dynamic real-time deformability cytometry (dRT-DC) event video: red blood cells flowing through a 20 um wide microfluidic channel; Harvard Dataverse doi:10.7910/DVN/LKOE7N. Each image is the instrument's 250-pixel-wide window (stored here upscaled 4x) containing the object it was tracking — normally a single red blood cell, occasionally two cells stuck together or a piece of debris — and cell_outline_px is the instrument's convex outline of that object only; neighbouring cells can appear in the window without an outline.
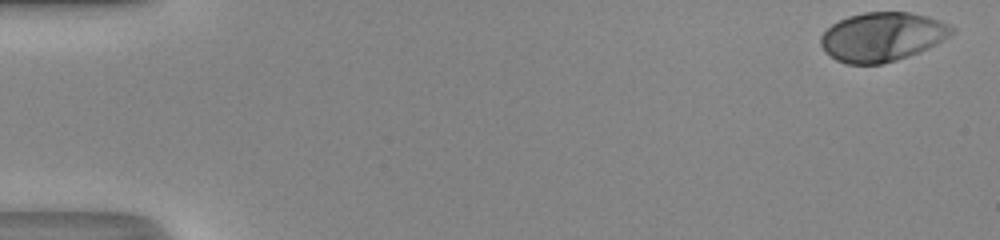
{"species": "human", "species_latin": "Homo sapiens", "temperature_condition": "room temperature", "stored_images_in_passage": 41, "camera_frame_rate_fps": 3000, "um_per_image_px": 0.085, "donor": {"sex": "male"}, "frame": {"image": 1, "passage_image": 1, "time_ms": 0.0, "image_size_px": [1000, 240], "cell_outline_px": [[956, 32], [944, 40], [928, 48], [908, 56], [896, 60], [880, 64], [844, 64], [836, 60], [824, 52], [820, 44], [820, 36], [832, 24], [848, 16], [864, 12], [912, 12], [928, 16], [948, 24], [956, 28]], "centroid_in_image_um": [74.99, 3.13], "position_along_channel_um": 10.0, "area_um2": 37.69}}
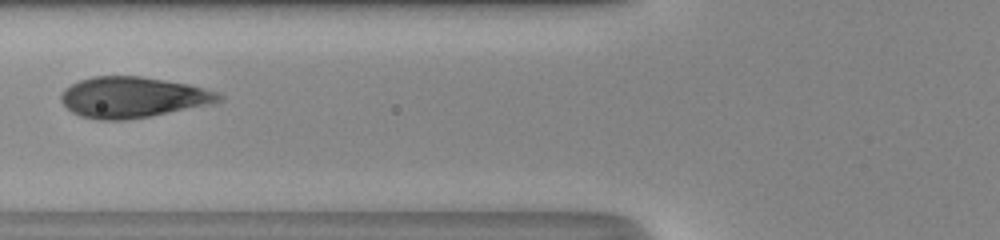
{"frame": {"image": 2, "passage_image": 20, "time_ms": 6.333, "image_size_px": [1000, 240], "cell_outline_px": [[224, 100], [216, 104], [148, 116], [124, 120], [100, 120], [80, 116], [72, 112], [60, 100], [60, 96], [64, 88], [80, 80], [92, 76], [140, 76], [188, 84], [204, 88], [216, 92], [224, 96]], "centroid_in_image_um": [11.32, 8.27], "position_along_channel_um": 114.5, "area_um2": 37.63}}
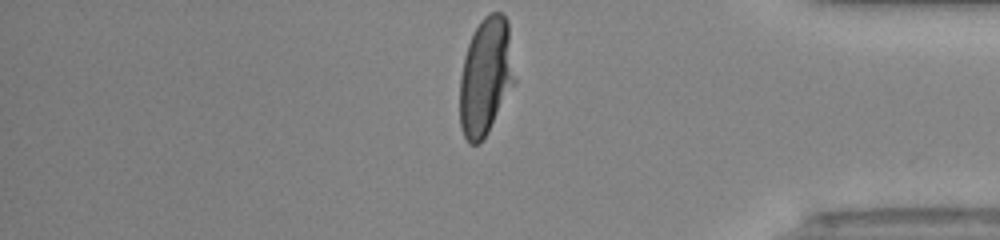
{"frame": {"image": 3, "passage_image": 41, "time_ms": 13.333, "image_size_px": [1000, 240], "cell_outline_px": [[516, 80], [484, 140], [480, 144], [468, 144], [460, 128], [460, 76], [464, 56], [468, 44], [480, 20], [488, 12], [504, 12], [508, 20]], "centroid_in_image_um": [41.29, 6.5], "position_along_channel_um": 393.9, "area_um2": 38.09}, "authors_computed_cell_mechanics": {"area_um2": 37.8012, "velocity_mm_per_s": 4.3312, "shape_relaxation_time_tau1_ms": 3.1747, "shape_relaxation_time_tau2_ms": null, "deformation_change_tau1": 0.2027, "deformation_change_tau2": null}}